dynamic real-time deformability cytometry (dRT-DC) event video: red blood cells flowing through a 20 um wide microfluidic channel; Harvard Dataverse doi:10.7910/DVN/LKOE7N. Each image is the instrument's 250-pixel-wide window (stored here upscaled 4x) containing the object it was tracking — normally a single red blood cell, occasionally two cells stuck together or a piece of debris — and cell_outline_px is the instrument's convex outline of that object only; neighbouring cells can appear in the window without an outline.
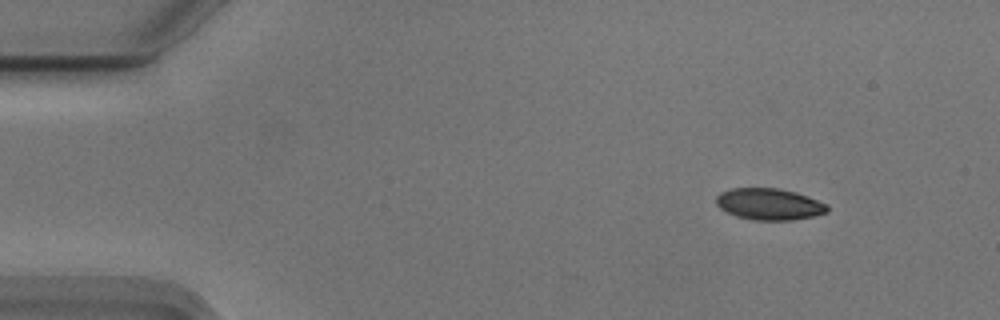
{"species": "Egyptian fruit bat (a non-hibernating species)", "species_latin": "Rousettus aegyptiacus", "temperature_condition": "cold", "stored_images_in_passage": 49, "camera_frame_rate_fps": 3000, "um_per_image_px": 0.085, "animal": {"sex": "male"}, "frame": {"image": 1, "passage_image": 1, "time_ms": 0.0, "image_size_px": [1000, 320], "cell_outline_px": [[828, 212], [816, 216], [792, 220], [752, 220], [736, 216], [720, 208], [716, 204], [716, 196], [720, 192], [732, 188], [776, 188], [796, 192], [808, 196], [828, 204]], "centroid_in_image_um": [65.4, 17.35], "position_along_channel_um": 19.6, "area_um2": 20.58}}
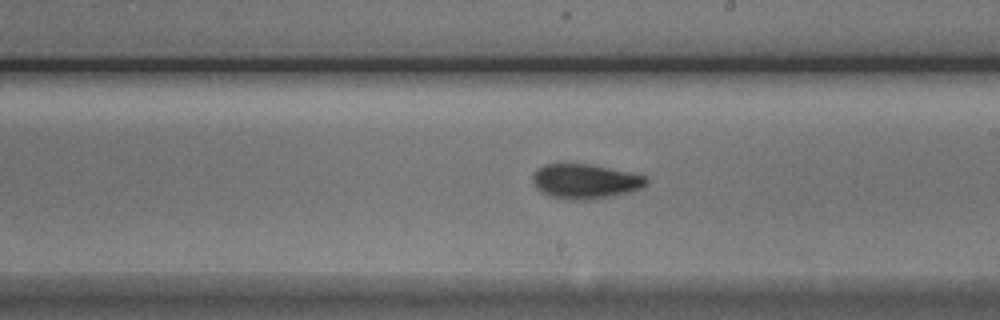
{"frame": {"image": 2, "passage_image": 26, "time_ms": 8.333, "image_size_px": [1000, 320], "cell_outline_px": [[648, 184], [644, 188], [632, 192], [616, 196], [584, 200], [568, 200], [548, 196], [540, 192], [536, 188], [532, 180], [532, 176], [536, 168], [544, 164], [592, 164], [648, 176]], "centroid_in_image_um": [49.77, 15.42], "position_along_channel_um": 239.2, "area_um2": 23.58}}
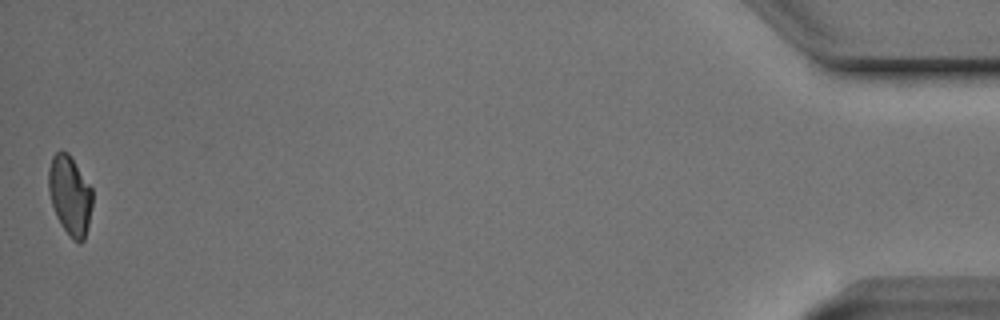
{"frame": {"image": 3, "passage_image": 49, "time_ms": 16.0, "image_size_px": [1000, 320], "cell_outline_px": [[92, 208], [84, 240], [80, 244], [72, 240], [60, 224], [56, 216], [52, 204], [48, 188], [48, 168], [52, 156], [60, 148], [68, 152], [92, 188]], "centroid_in_image_um": [5.93, 16.59], "position_along_channel_um": 429.3, "area_um2": 20.52}, "authors_computed_cell_mechanics": {"area_um2": 21.5016, "velocity_mm_per_s": 3.7332, "shape_relaxation_time_tau1_ms": 3.9025, "shape_relaxation_time_tau2_ms": 3.4417, "deformation_change_tau1": 0.126, "deformation_change_tau2": 0.0685}}